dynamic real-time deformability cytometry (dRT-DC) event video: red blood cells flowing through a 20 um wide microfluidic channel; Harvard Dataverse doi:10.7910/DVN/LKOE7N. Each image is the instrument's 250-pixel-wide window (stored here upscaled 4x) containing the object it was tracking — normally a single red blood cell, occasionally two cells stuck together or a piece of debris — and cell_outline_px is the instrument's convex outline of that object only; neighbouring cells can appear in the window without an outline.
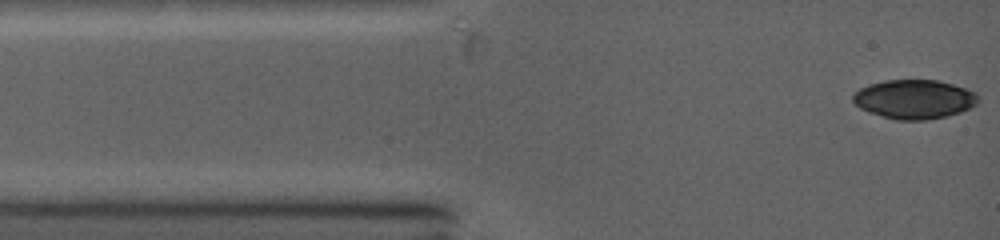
{"species": "common noctule bat (a hibernating species)", "species_latin": "Nyctalus noctula", "temperature_condition": "warm", "stored_images_in_passage": 5, "camera_frame_rate_fps": 5000, "um_per_image_px": 0.085, "animal": {"sex": "female", "body_mass_g": 19.0, "forearm_length_mm": 53.3}, "frame": {"image": 1, "passage_image": 1, "time_ms": 0.0, "image_size_px": [1000, 240], "cell_outline_px": [[976, 104], [960, 112], [948, 116], [924, 120], [896, 120], [868, 112], [860, 108], [852, 100], [852, 96], [860, 88], [872, 84], [888, 80], [936, 80], [952, 84], [976, 92]], "centroid_in_image_um": [77.69, 8.44], "position_along_channel_um": 7.3, "area_um2": 28.21}}